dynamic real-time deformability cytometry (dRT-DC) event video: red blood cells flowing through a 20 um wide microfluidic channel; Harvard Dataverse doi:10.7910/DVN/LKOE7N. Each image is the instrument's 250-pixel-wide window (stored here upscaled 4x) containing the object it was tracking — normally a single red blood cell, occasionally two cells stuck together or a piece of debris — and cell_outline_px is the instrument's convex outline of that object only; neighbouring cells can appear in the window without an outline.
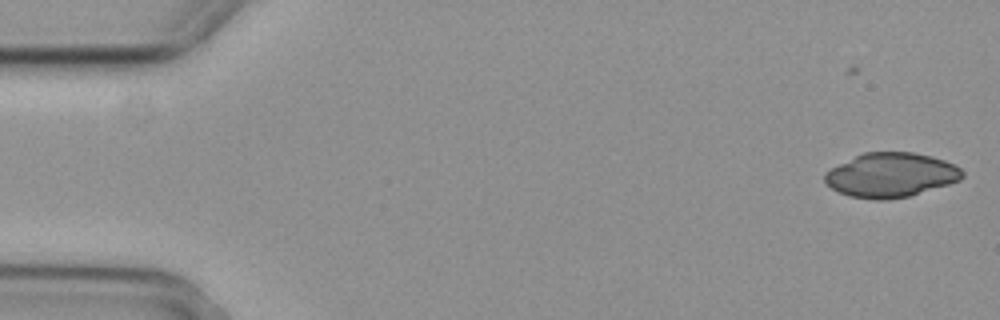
{"species": "common noctule bat (a hibernating species)", "species_latin": "Nyctalus noctula", "temperature_condition": "cold", "stored_images_in_passage": 5, "camera_frame_rate_fps": 3000, "um_per_image_px": 0.085, "animal": {"sex": "female", "body_mass_g": 29.2, "forearm_length_mm": 56.3}, "frame": {"image": 1, "passage_image": 1, "time_ms": 0.0, "image_size_px": [1000, 320], "cell_outline_px": [[964, 176], [960, 180], [948, 184], [908, 196], [888, 200], [876, 200], [848, 196], [832, 188], [824, 180], [824, 176], [832, 168], [864, 152], [912, 152], [932, 156], [956, 164], [964, 172]], "centroid_in_image_um": [75.77, 14.88], "position_along_channel_um": 9.2, "area_um2": 35.32}}